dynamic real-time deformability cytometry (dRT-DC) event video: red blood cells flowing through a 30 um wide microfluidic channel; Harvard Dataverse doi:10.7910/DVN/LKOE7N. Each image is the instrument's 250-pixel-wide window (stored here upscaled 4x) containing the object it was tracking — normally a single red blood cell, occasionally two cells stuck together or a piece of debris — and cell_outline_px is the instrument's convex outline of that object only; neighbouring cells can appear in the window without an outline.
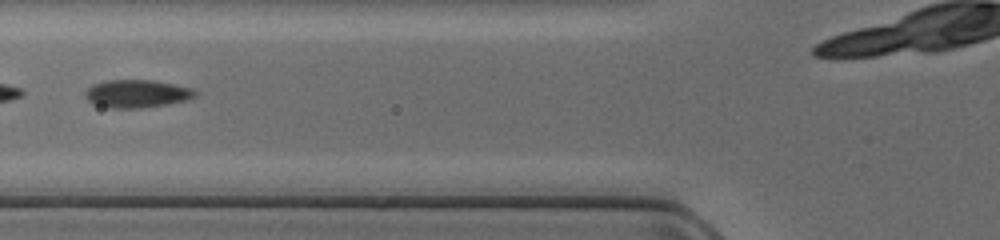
{"species": "common noctule bat (a hibernating species)", "species_latin": "Nyctalus noctula", "temperature_condition": "cold", "stored_images_in_passage": 26, "camera_frame_rate_fps": 3000, "um_per_image_px": 0.085, "animal": {"sex": "female", "body_mass_g": 17.0, "forearm_length_mm": 48.0}, "frame": {"image": 1, "passage_image": 5, "time_ms": 1.333, "image_size_px": [1000, 240], "cell_outline_px": [[196, 96], [184, 100], [168, 104], [140, 108], [108, 108], [92, 104], [84, 96], [84, 92], [92, 84], [104, 80], [152, 80], [192, 88], [196, 92]], "centroid_in_image_um": [11.56, 7.96], "position_along_channel_um": 114.2, "area_um2": 17.92}}
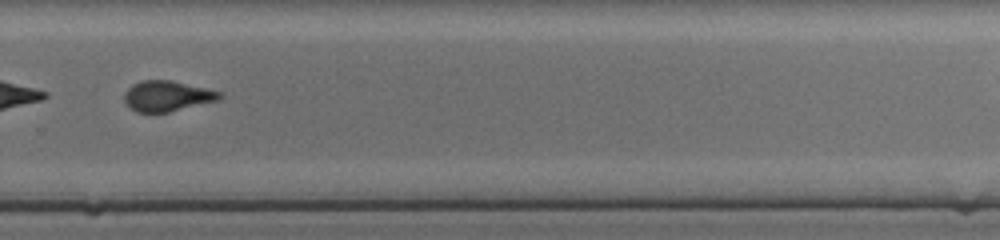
{"frame": {"image": 2, "passage_image": 19, "time_ms": 6.0, "image_size_px": [1000, 240], "cell_outline_px": [[224, 96], [220, 100], [168, 112], [136, 112], [128, 108], [124, 100], [124, 92], [132, 84], [140, 80], [168, 80], [224, 92]], "centroid_in_image_um": [14.2, 8.17], "position_along_channel_um": 315.6, "area_um2": 17.11}}
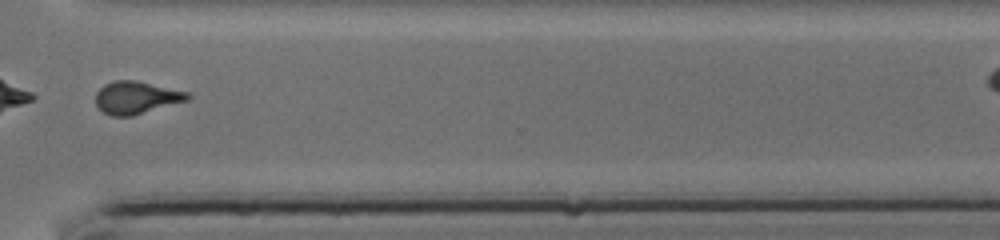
{"frame": {"image": 3, "passage_image": 22, "time_ms": 7.0, "image_size_px": [1000, 240], "cell_outline_px": [[192, 96], [188, 100], [132, 116], [112, 116], [104, 112], [96, 104], [96, 92], [104, 84], [116, 80], [136, 80], [188, 92]], "centroid_in_image_um": [11.59, 8.29], "position_along_channel_um": 359.0, "area_um2": 17.34}}